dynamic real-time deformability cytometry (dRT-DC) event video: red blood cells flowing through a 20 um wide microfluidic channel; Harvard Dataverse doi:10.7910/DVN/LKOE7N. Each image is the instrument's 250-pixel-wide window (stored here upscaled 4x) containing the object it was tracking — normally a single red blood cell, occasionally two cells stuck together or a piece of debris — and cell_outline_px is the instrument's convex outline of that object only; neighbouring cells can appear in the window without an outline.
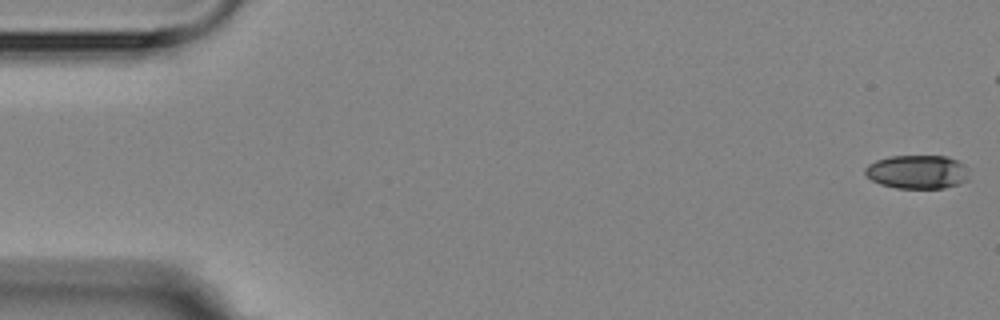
{"species": "Egyptian fruit bat (a non-hibernating species)", "species_latin": "Rousettus aegyptiacus", "temperature_condition": "room temperature", "stored_images_in_passage": 7, "camera_frame_rate_fps": 3000, "um_per_image_px": 0.085, "animal": {"sex": "female"}, "frame": {"image": 1, "passage_image": 1, "time_ms": 0.0, "image_size_px": [1000, 320], "cell_outline_px": [[968, 180], [944, 188], [896, 188], [880, 184], [872, 180], [864, 172], [864, 168], [868, 164], [876, 160], [888, 156], [948, 156], [964, 164], [968, 168]], "centroid_in_image_um": [77.97, 14.6], "position_along_channel_um": 7.0, "area_um2": 20.52}}
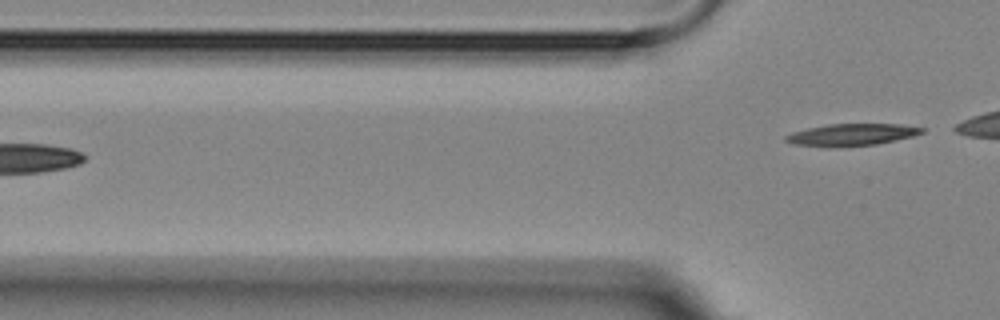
{"frame": {"image": 2, "passage_image": 7, "time_ms": 7.0, "image_size_px": [1000, 320], "cell_outline_px": [[924, 132], [912, 136], [896, 140], [876, 144], [792, 144], [784, 140], [784, 136], [792, 132], [808, 128], [828, 124], [900, 124], [924, 128]], "centroid_in_image_um": [72.45, 11.39], "position_along_channel_um": 53.4, "area_um2": 16.36}}